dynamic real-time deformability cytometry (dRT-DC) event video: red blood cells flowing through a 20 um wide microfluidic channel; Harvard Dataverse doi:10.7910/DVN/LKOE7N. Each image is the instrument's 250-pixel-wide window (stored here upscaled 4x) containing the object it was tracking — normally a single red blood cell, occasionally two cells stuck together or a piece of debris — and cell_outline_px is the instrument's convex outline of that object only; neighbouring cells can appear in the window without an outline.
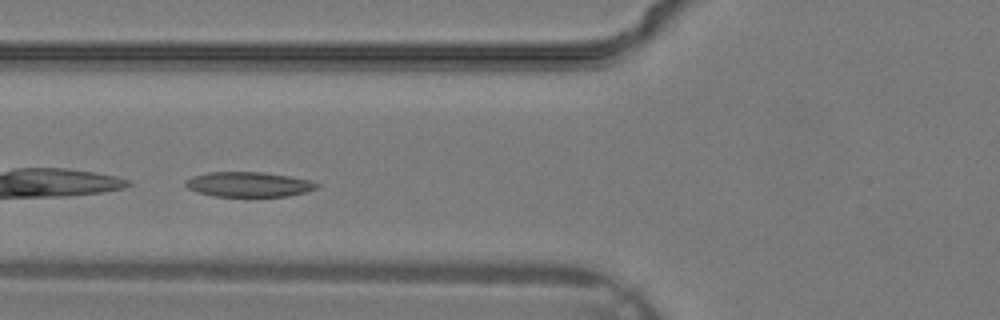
{"species": "common noctule bat (a hibernating species)", "species_latin": "Nyctalus noctula", "temperature_condition": "warm", "stored_images_in_passage": 22, "camera_frame_rate_fps": 3000, "um_per_image_px": 0.085, "animal": {"sex": "male", "body_mass_g": 19.2, "forearm_length_mm": 51.8}, "frame": {"image": 1, "passage_image": 7, "time_ms": 2.0, "image_size_px": [1000, 320], "cell_outline_px": [[320, 184], [316, 188], [304, 192], [288, 196], [212, 196], [188, 188], [184, 184], [192, 176], [208, 172], [264, 172], [288, 176], [308, 180]], "centroid_in_image_um": [21.13, 15.67], "position_along_channel_um": 104.7, "area_um2": 18.79}}
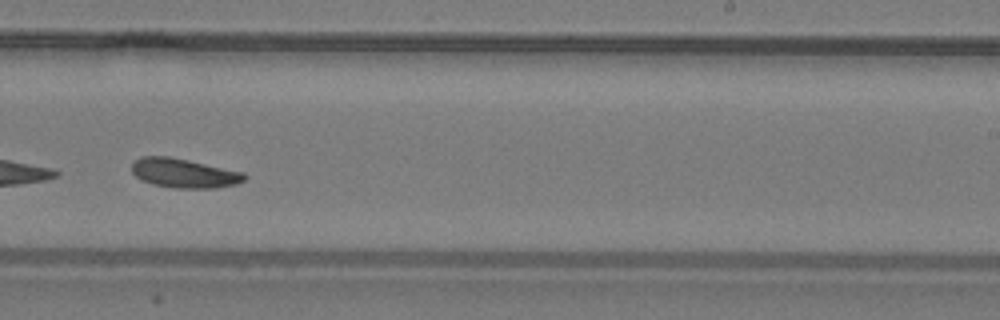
{"frame": {"image": 2, "passage_image": 16, "time_ms": 5.0, "image_size_px": [1000, 320], "cell_outline_px": [[248, 176], [244, 180], [236, 184], [216, 188], [172, 188], [152, 184], [136, 176], [132, 172], [132, 160], [140, 156], [168, 156], [188, 160], [244, 172]], "centroid_in_image_um": [15.63, 14.71], "position_along_channel_um": 273.4, "area_um2": 19.31}}